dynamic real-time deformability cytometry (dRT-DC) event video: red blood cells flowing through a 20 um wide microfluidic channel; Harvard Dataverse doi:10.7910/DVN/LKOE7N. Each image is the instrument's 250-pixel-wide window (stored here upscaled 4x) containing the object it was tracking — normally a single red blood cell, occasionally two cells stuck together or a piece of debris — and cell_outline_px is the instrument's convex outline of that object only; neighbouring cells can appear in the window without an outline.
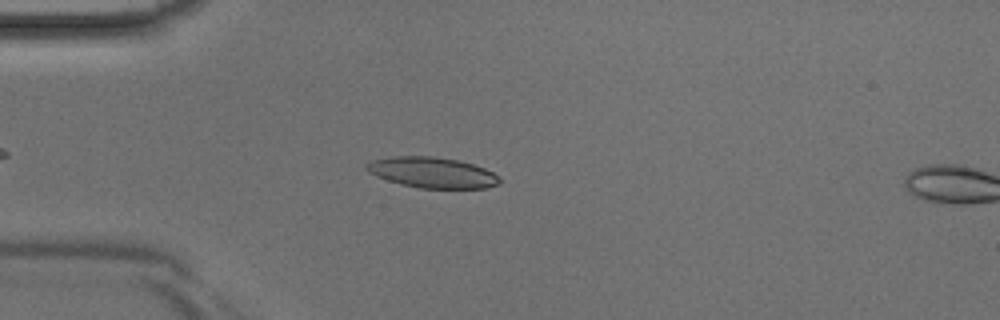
{"species": "Egyptian fruit bat (a non-hibernating species)", "species_latin": "Rousettus aegyptiacus", "temperature_condition": "room temperature", "stored_images_in_passage": 9, "camera_frame_rate_fps": 3000, "um_per_image_px": 0.085, "animal": {"sex": "male"}, "frame": {"image": 1, "passage_image": 7, "time_ms": 2.0, "image_size_px": [1000, 320], "cell_outline_px": [[500, 184], [484, 188], [420, 188], [400, 184], [376, 176], [368, 172], [364, 168], [364, 164], [372, 160], [392, 156], [432, 156], [460, 160], [484, 168], [500, 176]], "centroid_in_image_um": [36.72, 14.66], "position_along_channel_um": 48.3, "area_um2": 23.93}}